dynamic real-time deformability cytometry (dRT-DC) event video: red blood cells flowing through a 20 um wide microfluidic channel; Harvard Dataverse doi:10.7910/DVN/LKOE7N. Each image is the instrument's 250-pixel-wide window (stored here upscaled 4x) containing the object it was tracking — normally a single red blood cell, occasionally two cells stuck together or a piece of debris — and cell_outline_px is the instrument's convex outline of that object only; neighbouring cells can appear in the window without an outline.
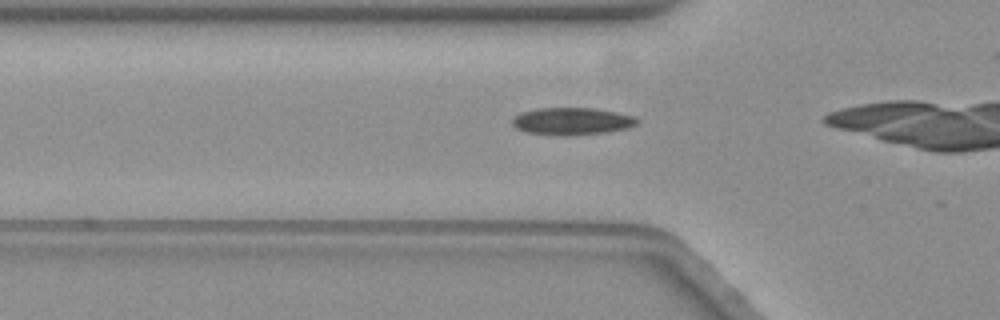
{"species": "common noctule bat (a hibernating species)", "species_latin": "Nyctalus noctula", "temperature_condition": "warm", "stored_images_in_passage": 20, "camera_frame_rate_fps": 3000, "um_per_image_px": 0.085, "animal": {"sex": "female", "body_mass_g": 19.3, "forearm_length_mm": 54.1}, "frame": {"image": 1, "passage_image": 14, "time_ms": 4.333, "image_size_px": [1000, 320], "cell_outline_px": [[640, 120], [636, 124], [628, 128], [604, 132], [560, 136], [528, 132], [516, 128], [512, 124], [512, 120], [520, 112], [536, 108], [596, 108], [616, 112], [632, 116]], "centroid_in_image_um": [48.6, 10.29], "position_along_channel_um": 77.2, "area_um2": 19.71}}